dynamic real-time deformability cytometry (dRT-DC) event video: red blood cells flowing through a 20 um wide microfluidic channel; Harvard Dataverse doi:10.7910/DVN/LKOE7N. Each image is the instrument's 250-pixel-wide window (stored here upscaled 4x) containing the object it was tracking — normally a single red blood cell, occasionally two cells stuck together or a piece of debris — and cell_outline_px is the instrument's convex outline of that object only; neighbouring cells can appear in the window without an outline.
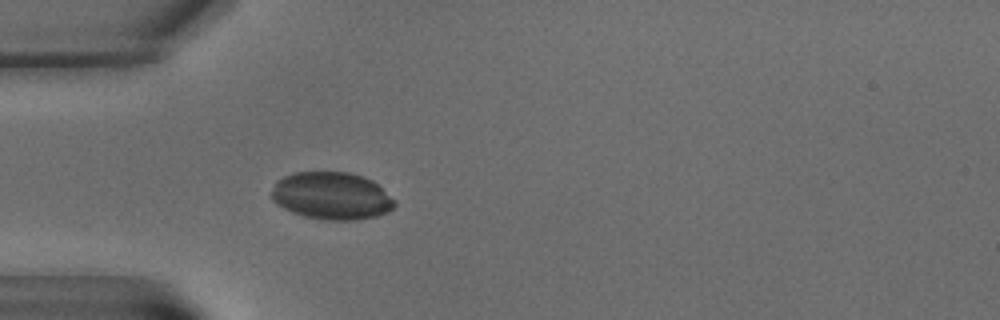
{"species": "common noctule bat (a hibernating species)", "species_latin": "Nyctalus noctula", "temperature_condition": "warm", "stored_images_in_passage": 4, "camera_frame_rate_fps": 3000, "um_per_image_px": 0.085, "animal": {"sex": "male", "body_mass_g": 15.6}, "frame": {"image": 1, "passage_image": 4, "time_ms": 5.0, "image_size_px": [1000, 320], "cell_outline_px": [[396, 204], [388, 212], [376, 216], [356, 220], [324, 220], [304, 216], [292, 212], [276, 204], [272, 200], [272, 188], [276, 180], [292, 172], [348, 172], [364, 176], [372, 180], [396, 200]], "centroid_in_image_um": [28.18, 16.64], "position_along_channel_um": 56.8, "area_um2": 34.28}}